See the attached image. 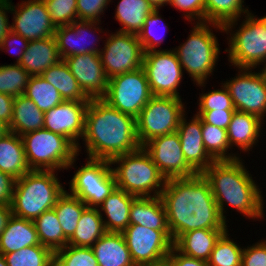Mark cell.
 <instances>
[{
  "mask_svg": "<svg viewBox=\"0 0 266 266\" xmlns=\"http://www.w3.org/2000/svg\"><path fill=\"white\" fill-rule=\"evenodd\" d=\"M87 159L70 181V194L77 196L87 207L99 208L117 187L116 179L110 161Z\"/></svg>",
  "mask_w": 266,
  "mask_h": 266,
  "instance_id": "30bf717a",
  "label": "cell"
},
{
  "mask_svg": "<svg viewBox=\"0 0 266 266\" xmlns=\"http://www.w3.org/2000/svg\"><path fill=\"white\" fill-rule=\"evenodd\" d=\"M30 170L54 171L70 168L77 148L64 136L45 128L21 136Z\"/></svg>",
  "mask_w": 266,
  "mask_h": 266,
  "instance_id": "8992f818",
  "label": "cell"
},
{
  "mask_svg": "<svg viewBox=\"0 0 266 266\" xmlns=\"http://www.w3.org/2000/svg\"><path fill=\"white\" fill-rule=\"evenodd\" d=\"M130 225H141L153 230H169L161 197H137L130 207Z\"/></svg>",
  "mask_w": 266,
  "mask_h": 266,
  "instance_id": "484cf974",
  "label": "cell"
},
{
  "mask_svg": "<svg viewBox=\"0 0 266 266\" xmlns=\"http://www.w3.org/2000/svg\"><path fill=\"white\" fill-rule=\"evenodd\" d=\"M110 0H77L78 20L99 22Z\"/></svg>",
  "mask_w": 266,
  "mask_h": 266,
  "instance_id": "bcb514c9",
  "label": "cell"
},
{
  "mask_svg": "<svg viewBox=\"0 0 266 266\" xmlns=\"http://www.w3.org/2000/svg\"><path fill=\"white\" fill-rule=\"evenodd\" d=\"M82 139L91 159L111 161L141 147L136 118L113 108L102 98L89 101Z\"/></svg>",
  "mask_w": 266,
  "mask_h": 266,
  "instance_id": "7a4b0ae2",
  "label": "cell"
},
{
  "mask_svg": "<svg viewBox=\"0 0 266 266\" xmlns=\"http://www.w3.org/2000/svg\"><path fill=\"white\" fill-rule=\"evenodd\" d=\"M0 266H7L4 255L0 253Z\"/></svg>",
  "mask_w": 266,
  "mask_h": 266,
  "instance_id": "6125c7cd",
  "label": "cell"
},
{
  "mask_svg": "<svg viewBox=\"0 0 266 266\" xmlns=\"http://www.w3.org/2000/svg\"><path fill=\"white\" fill-rule=\"evenodd\" d=\"M144 69L153 95L180 98L177 87L183 69L174 50H155L144 53Z\"/></svg>",
  "mask_w": 266,
  "mask_h": 266,
  "instance_id": "7c38bea8",
  "label": "cell"
},
{
  "mask_svg": "<svg viewBox=\"0 0 266 266\" xmlns=\"http://www.w3.org/2000/svg\"><path fill=\"white\" fill-rule=\"evenodd\" d=\"M81 90L89 99L103 98L108 88L100 54H77L64 59Z\"/></svg>",
  "mask_w": 266,
  "mask_h": 266,
  "instance_id": "d6986e66",
  "label": "cell"
},
{
  "mask_svg": "<svg viewBox=\"0 0 266 266\" xmlns=\"http://www.w3.org/2000/svg\"><path fill=\"white\" fill-rule=\"evenodd\" d=\"M261 19L265 22L266 24V16L265 17H261Z\"/></svg>",
  "mask_w": 266,
  "mask_h": 266,
  "instance_id": "be15d7a7",
  "label": "cell"
},
{
  "mask_svg": "<svg viewBox=\"0 0 266 266\" xmlns=\"http://www.w3.org/2000/svg\"><path fill=\"white\" fill-rule=\"evenodd\" d=\"M55 171L31 170L17 179L11 204L12 215L34 221L53 209L65 191Z\"/></svg>",
  "mask_w": 266,
  "mask_h": 266,
  "instance_id": "277c9868",
  "label": "cell"
},
{
  "mask_svg": "<svg viewBox=\"0 0 266 266\" xmlns=\"http://www.w3.org/2000/svg\"><path fill=\"white\" fill-rule=\"evenodd\" d=\"M16 179L0 171V204L11 206Z\"/></svg>",
  "mask_w": 266,
  "mask_h": 266,
  "instance_id": "f907efd6",
  "label": "cell"
},
{
  "mask_svg": "<svg viewBox=\"0 0 266 266\" xmlns=\"http://www.w3.org/2000/svg\"><path fill=\"white\" fill-rule=\"evenodd\" d=\"M4 258L7 266H52L54 264V253L41 244L4 254Z\"/></svg>",
  "mask_w": 266,
  "mask_h": 266,
  "instance_id": "f35d334b",
  "label": "cell"
},
{
  "mask_svg": "<svg viewBox=\"0 0 266 266\" xmlns=\"http://www.w3.org/2000/svg\"><path fill=\"white\" fill-rule=\"evenodd\" d=\"M33 222L41 245L49 248L53 253L68 244L54 208L43 212Z\"/></svg>",
  "mask_w": 266,
  "mask_h": 266,
  "instance_id": "e575fe53",
  "label": "cell"
},
{
  "mask_svg": "<svg viewBox=\"0 0 266 266\" xmlns=\"http://www.w3.org/2000/svg\"><path fill=\"white\" fill-rule=\"evenodd\" d=\"M169 5L180 9L179 11H185V19H198L196 23H205V0H170Z\"/></svg>",
  "mask_w": 266,
  "mask_h": 266,
  "instance_id": "7dc6e473",
  "label": "cell"
},
{
  "mask_svg": "<svg viewBox=\"0 0 266 266\" xmlns=\"http://www.w3.org/2000/svg\"><path fill=\"white\" fill-rule=\"evenodd\" d=\"M61 60L54 36L29 41L20 65L30 76H41L50 66Z\"/></svg>",
  "mask_w": 266,
  "mask_h": 266,
  "instance_id": "7402d4cb",
  "label": "cell"
},
{
  "mask_svg": "<svg viewBox=\"0 0 266 266\" xmlns=\"http://www.w3.org/2000/svg\"><path fill=\"white\" fill-rule=\"evenodd\" d=\"M222 89V90H221ZM221 89L202 93L199 99V111L212 110H236L228 89L221 86Z\"/></svg>",
  "mask_w": 266,
  "mask_h": 266,
  "instance_id": "f6af8a7d",
  "label": "cell"
},
{
  "mask_svg": "<svg viewBox=\"0 0 266 266\" xmlns=\"http://www.w3.org/2000/svg\"><path fill=\"white\" fill-rule=\"evenodd\" d=\"M207 24V22L197 23L186 42L173 49L182 69H186L196 85L203 87L215 69L220 54L217 37Z\"/></svg>",
  "mask_w": 266,
  "mask_h": 266,
  "instance_id": "52a82bcc",
  "label": "cell"
},
{
  "mask_svg": "<svg viewBox=\"0 0 266 266\" xmlns=\"http://www.w3.org/2000/svg\"><path fill=\"white\" fill-rule=\"evenodd\" d=\"M98 208L86 207L80 216L73 236L68 240L72 246L91 247L107 231Z\"/></svg>",
  "mask_w": 266,
  "mask_h": 266,
  "instance_id": "d6a6232c",
  "label": "cell"
},
{
  "mask_svg": "<svg viewBox=\"0 0 266 266\" xmlns=\"http://www.w3.org/2000/svg\"><path fill=\"white\" fill-rule=\"evenodd\" d=\"M148 266H173V265L168 258H165L163 260H160V261L155 262V263L148 265Z\"/></svg>",
  "mask_w": 266,
  "mask_h": 266,
  "instance_id": "680465c9",
  "label": "cell"
},
{
  "mask_svg": "<svg viewBox=\"0 0 266 266\" xmlns=\"http://www.w3.org/2000/svg\"><path fill=\"white\" fill-rule=\"evenodd\" d=\"M89 101H63L44 113L43 128L66 137L80 151L77 140L85 132V114Z\"/></svg>",
  "mask_w": 266,
  "mask_h": 266,
  "instance_id": "ac0fdd59",
  "label": "cell"
},
{
  "mask_svg": "<svg viewBox=\"0 0 266 266\" xmlns=\"http://www.w3.org/2000/svg\"><path fill=\"white\" fill-rule=\"evenodd\" d=\"M153 94L146 73L141 67L108 79V88L102 98L124 114L137 118Z\"/></svg>",
  "mask_w": 266,
  "mask_h": 266,
  "instance_id": "8fae6325",
  "label": "cell"
},
{
  "mask_svg": "<svg viewBox=\"0 0 266 266\" xmlns=\"http://www.w3.org/2000/svg\"><path fill=\"white\" fill-rule=\"evenodd\" d=\"M22 2L20 5L18 3L16 7L11 3V12L15 14L11 31L21 35L28 41L54 36L57 27L50 18V13L44 0Z\"/></svg>",
  "mask_w": 266,
  "mask_h": 266,
  "instance_id": "e0dca14e",
  "label": "cell"
},
{
  "mask_svg": "<svg viewBox=\"0 0 266 266\" xmlns=\"http://www.w3.org/2000/svg\"><path fill=\"white\" fill-rule=\"evenodd\" d=\"M154 9L147 0H120L115 18L123 27L118 31L137 35Z\"/></svg>",
  "mask_w": 266,
  "mask_h": 266,
  "instance_id": "836d02e7",
  "label": "cell"
},
{
  "mask_svg": "<svg viewBox=\"0 0 266 266\" xmlns=\"http://www.w3.org/2000/svg\"><path fill=\"white\" fill-rule=\"evenodd\" d=\"M162 22V18L159 16V8H155L145 19V23L141 31L137 34L138 40L141 43L143 52L147 53L150 51H155L158 45L164 40L162 37H157L155 27ZM163 26L168 27L163 24ZM158 28V27H157ZM157 34V35H156ZM161 38V39H160Z\"/></svg>",
  "mask_w": 266,
  "mask_h": 266,
  "instance_id": "ee69618b",
  "label": "cell"
},
{
  "mask_svg": "<svg viewBox=\"0 0 266 266\" xmlns=\"http://www.w3.org/2000/svg\"><path fill=\"white\" fill-rule=\"evenodd\" d=\"M9 1L0 0V45L6 35L11 32V25L7 16V12L9 13L11 11V1Z\"/></svg>",
  "mask_w": 266,
  "mask_h": 266,
  "instance_id": "db71d44e",
  "label": "cell"
},
{
  "mask_svg": "<svg viewBox=\"0 0 266 266\" xmlns=\"http://www.w3.org/2000/svg\"><path fill=\"white\" fill-rule=\"evenodd\" d=\"M41 76L58 90L65 101H90L64 60L50 66Z\"/></svg>",
  "mask_w": 266,
  "mask_h": 266,
  "instance_id": "1f68e13d",
  "label": "cell"
},
{
  "mask_svg": "<svg viewBox=\"0 0 266 266\" xmlns=\"http://www.w3.org/2000/svg\"><path fill=\"white\" fill-rule=\"evenodd\" d=\"M167 258L171 261L173 266H209L207 261L184 255L174 246L169 252Z\"/></svg>",
  "mask_w": 266,
  "mask_h": 266,
  "instance_id": "816d5d0a",
  "label": "cell"
},
{
  "mask_svg": "<svg viewBox=\"0 0 266 266\" xmlns=\"http://www.w3.org/2000/svg\"><path fill=\"white\" fill-rule=\"evenodd\" d=\"M228 229H196L180 235L173 246L184 255L208 261L216 242Z\"/></svg>",
  "mask_w": 266,
  "mask_h": 266,
  "instance_id": "cb8c5ba5",
  "label": "cell"
},
{
  "mask_svg": "<svg viewBox=\"0 0 266 266\" xmlns=\"http://www.w3.org/2000/svg\"><path fill=\"white\" fill-rule=\"evenodd\" d=\"M14 97L0 93V120L7 126L10 125L13 116Z\"/></svg>",
  "mask_w": 266,
  "mask_h": 266,
  "instance_id": "11a10c76",
  "label": "cell"
},
{
  "mask_svg": "<svg viewBox=\"0 0 266 266\" xmlns=\"http://www.w3.org/2000/svg\"><path fill=\"white\" fill-rule=\"evenodd\" d=\"M184 110L181 98L153 95L136 118L140 146L153 138L177 131Z\"/></svg>",
  "mask_w": 266,
  "mask_h": 266,
  "instance_id": "ba28073f",
  "label": "cell"
},
{
  "mask_svg": "<svg viewBox=\"0 0 266 266\" xmlns=\"http://www.w3.org/2000/svg\"><path fill=\"white\" fill-rule=\"evenodd\" d=\"M202 139L206 151L215 161L239 158L234 154L226 155L228 148H231L226 129L213 126L202 120Z\"/></svg>",
  "mask_w": 266,
  "mask_h": 266,
  "instance_id": "74e56055",
  "label": "cell"
},
{
  "mask_svg": "<svg viewBox=\"0 0 266 266\" xmlns=\"http://www.w3.org/2000/svg\"><path fill=\"white\" fill-rule=\"evenodd\" d=\"M29 73L18 63L0 66V93L17 97L24 94Z\"/></svg>",
  "mask_w": 266,
  "mask_h": 266,
  "instance_id": "ab89813d",
  "label": "cell"
},
{
  "mask_svg": "<svg viewBox=\"0 0 266 266\" xmlns=\"http://www.w3.org/2000/svg\"><path fill=\"white\" fill-rule=\"evenodd\" d=\"M261 126L259 117L235 110L226 129L230 147L236 145L240 150L250 151L253 144L258 142Z\"/></svg>",
  "mask_w": 266,
  "mask_h": 266,
  "instance_id": "f1b7e54d",
  "label": "cell"
},
{
  "mask_svg": "<svg viewBox=\"0 0 266 266\" xmlns=\"http://www.w3.org/2000/svg\"><path fill=\"white\" fill-rule=\"evenodd\" d=\"M8 130V126L0 120V138L3 137Z\"/></svg>",
  "mask_w": 266,
  "mask_h": 266,
  "instance_id": "91938a15",
  "label": "cell"
},
{
  "mask_svg": "<svg viewBox=\"0 0 266 266\" xmlns=\"http://www.w3.org/2000/svg\"><path fill=\"white\" fill-rule=\"evenodd\" d=\"M55 266H98L91 247L72 246L67 244L54 252Z\"/></svg>",
  "mask_w": 266,
  "mask_h": 266,
  "instance_id": "b9f144b4",
  "label": "cell"
},
{
  "mask_svg": "<svg viewBox=\"0 0 266 266\" xmlns=\"http://www.w3.org/2000/svg\"><path fill=\"white\" fill-rule=\"evenodd\" d=\"M227 232L216 242L207 261L209 266H241L243 249L228 237Z\"/></svg>",
  "mask_w": 266,
  "mask_h": 266,
  "instance_id": "60d3db41",
  "label": "cell"
},
{
  "mask_svg": "<svg viewBox=\"0 0 266 266\" xmlns=\"http://www.w3.org/2000/svg\"><path fill=\"white\" fill-rule=\"evenodd\" d=\"M44 112L25 95L14 98L13 116L8 126L9 132L22 136L26 133L43 128Z\"/></svg>",
  "mask_w": 266,
  "mask_h": 266,
  "instance_id": "4dcf8cb0",
  "label": "cell"
},
{
  "mask_svg": "<svg viewBox=\"0 0 266 266\" xmlns=\"http://www.w3.org/2000/svg\"><path fill=\"white\" fill-rule=\"evenodd\" d=\"M23 95L44 113L64 101L58 90L42 76H31Z\"/></svg>",
  "mask_w": 266,
  "mask_h": 266,
  "instance_id": "8d00e7d4",
  "label": "cell"
},
{
  "mask_svg": "<svg viewBox=\"0 0 266 266\" xmlns=\"http://www.w3.org/2000/svg\"><path fill=\"white\" fill-rule=\"evenodd\" d=\"M235 110H212V111H197L199 116L205 123L212 124L213 126L227 129Z\"/></svg>",
  "mask_w": 266,
  "mask_h": 266,
  "instance_id": "681fc988",
  "label": "cell"
},
{
  "mask_svg": "<svg viewBox=\"0 0 266 266\" xmlns=\"http://www.w3.org/2000/svg\"><path fill=\"white\" fill-rule=\"evenodd\" d=\"M173 242L196 229H227L212 194L209 181L198 173L168 179L160 195Z\"/></svg>",
  "mask_w": 266,
  "mask_h": 266,
  "instance_id": "6da1fadb",
  "label": "cell"
},
{
  "mask_svg": "<svg viewBox=\"0 0 266 266\" xmlns=\"http://www.w3.org/2000/svg\"><path fill=\"white\" fill-rule=\"evenodd\" d=\"M143 148L149 153L153 163L166 180L192 177L198 174L186 162L177 131L153 138Z\"/></svg>",
  "mask_w": 266,
  "mask_h": 266,
  "instance_id": "2e32d148",
  "label": "cell"
},
{
  "mask_svg": "<svg viewBox=\"0 0 266 266\" xmlns=\"http://www.w3.org/2000/svg\"><path fill=\"white\" fill-rule=\"evenodd\" d=\"M243 3V0H205V22L228 34L242 13H251Z\"/></svg>",
  "mask_w": 266,
  "mask_h": 266,
  "instance_id": "f546056e",
  "label": "cell"
},
{
  "mask_svg": "<svg viewBox=\"0 0 266 266\" xmlns=\"http://www.w3.org/2000/svg\"><path fill=\"white\" fill-rule=\"evenodd\" d=\"M181 117L177 133L186 162L197 172L202 173L215 160L206 151L202 139V119L196 114L187 122Z\"/></svg>",
  "mask_w": 266,
  "mask_h": 266,
  "instance_id": "ffe728a7",
  "label": "cell"
},
{
  "mask_svg": "<svg viewBox=\"0 0 266 266\" xmlns=\"http://www.w3.org/2000/svg\"><path fill=\"white\" fill-rule=\"evenodd\" d=\"M41 244L32 220L12 215L0 235V253L16 252L28 246Z\"/></svg>",
  "mask_w": 266,
  "mask_h": 266,
  "instance_id": "603a6c76",
  "label": "cell"
},
{
  "mask_svg": "<svg viewBox=\"0 0 266 266\" xmlns=\"http://www.w3.org/2000/svg\"><path fill=\"white\" fill-rule=\"evenodd\" d=\"M209 181L212 194L222 218L225 202L248 218H263V198L259 186L240 158L214 161L203 172Z\"/></svg>",
  "mask_w": 266,
  "mask_h": 266,
  "instance_id": "3957f363",
  "label": "cell"
},
{
  "mask_svg": "<svg viewBox=\"0 0 266 266\" xmlns=\"http://www.w3.org/2000/svg\"><path fill=\"white\" fill-rule=\"evenodd\" d=\"M106 40L100 58L108 79L142 67L144 52L136 34L117 31Z\"/></svg>",
  "mask_w": 266,
  "mask_h": 266,
  "instance_id": "5bb4252c",
  "label": "cell"
},
{
  "mask_svg": "<svg viewBox=\"0 0 266 266\" xmlns=\"http://www.w3.org/2000/svg\"><path fill=\"white\" fill-rule=\"evenodd\" d=\"M0 171L11 175L16 180L28 173V166L22 137L7 132L0 138Z\"/></svg>",
  "mask_w": 266,
  "mask_h": 266,
  "instance_id": "83f0119b",
  "label": "cell"
},
{
  "mask_svg": "<svg viewBox=\"0 0 266 266\" xmlns=\"http://www.w3.org/2000/svg\"><path fill=\"white\" fill-rule=\"evenodd\" d=\"M44 2L56 27L70 25L78 20L77 0H44Z\"/></svg>",
  "mask_w": 266,
  "mask_h": 266,
  "instance_id": "7bdbcfd3",
  "label": "cell"
},
{
  "mask_svg": "<svg viewBox=\"0 0 266 266\" xmlns=\"http://www.w3.org/2000/svg\"><path fill=\"white\" fill-rule=\"evenodd\" d=\"M110 163L118 164V167L112 168L117 188L136 197L161 195L167 180L143 147L117 156ZM151 192L153 195H150Z\"/></svg>",
  "mask_w": 266,
  "mask_h": 266,
  "instance_id": "5b68a950",
  "label": "cell"
},
{
  "mask_svg": "<svg viewBox=\"0 0 266 266\" xmlns=\"http://www.w3.org/2000/svg\"><path fill=\"white\" fill-rule=\"evenodd\" d=\"M12 216L11 206L0 204V235L6 228L9 218Z\"/></svg>",
  "mask_w": 266,
  "mask_h": 266,
  "instance_id": "9f6ffc18",
  "label": "cell"
},
{
  "mask_svg": "<svg viewBox=\"0 0 266 266\" xmlns=\"http://www.w3.org/2000/svg\"><path fill=\"white\" fill-rule=\"evenodd\" d=\"M87 207L77 196L66 190L58 197L54 210L63 229L64 236L69 240L77 228L78 221Z\"/></svg>",
  "mask_w": 266,
  "mask_h": 266,
  "instance_id": "d590c367",
  "label": "cell"
},
{
  "mask_svg": "<svg viewBox=\"0 0 266 266\" xmlns=\"http://www.w3.org/2000/svg\"><path fill=\"white\" fill-rule=\"evenodd\" d=\"M222 84L228 89L237 111L246 112L264 120L266 85L260 72L255 73L252 69L241 68L236 78Z\"/></svg>",
  "mask_w": 266,
  "mask_h": 266,
  "instance_id": "9a60e30c",
  "label": "cell"
},
{
  "mask_svg": "<svg viewBox=\"0 0 266 266\" xmlns=\"http://www.w3.org/2000/svg\"><path fill=\"white\" fill-rule=\"evenodd\" d=\"M237 32L230 34L229 61L237 67L254 69L266 62V24L252 13L245 16Z\"/></svg>",
  "mask_w": 266,
  "mask_h": 266,
  "instance_id": "9c48e42d",
  "label": "cell"
},
{
  "mask_svg": "<svg viewBox=\"0 0 266 266\" xmlns=\"http://www.w3.org/2000/svg\"><path fill=\"white\" fill-rule=\"evenodd\" d=\"M260 74L262 75L265 85H266V63L264 65V67L262 68V71H260Z\"/></svg>",
  "mask_w": 266,
  "mask_h": 266,
  "instance_id": "94428289",
  "label": "cell"
},
{
  "mask_svg": "<svg viewBox=\"0 0 266 266\" xmlns=\"http://www.w3.org/2000/svg\"><path fill=\"white\" fill-rule=\"evenodd\" d=\"M11 38V39H10ZM13 42L14 43V41L15 42H17L18 43V45L20 44V48L18 49V50H20L19 51V53H18V51H17V53L19 54V56H18V58H17V61H16V63H20V61H21V59H22V56L24 55V53H25V50L27 49V46H28V43H29V41L27 40V39H25L24 37H22L21 35H19V34H17V33H15V32H13V31H11L9 34H7L6 35V37L4 38V40H3V42H2V44L0 45V50H8L9 49V51H10V48L12 49V47H10L9 48V46H11V42ZM17 45V44H16ZM15 45V46H16ZM14 48V47H13ZM17 50V49H16ZM14 53H15V51H14ZM17 53H16V55H17ZM10 54H12V53H10Z\"/></svg>",
  "mask_w": 266,
  "mask_h": 266,
  "instance_id": "f5cc1de1",
  "label": "cell"
},
{
  "mask_svg": "<svg viewBox=\"0 0 266 266\" xmlns=\"http://www.w3.org/2000/svg\"><path fill=\"white\" fill-rule=\"evenodd\" d=\"M97 24L99 25V22L77 20L70 25L57 27L54 37L57 42V47L61 59L64 60L67 57H71L77 54H100L101 50L94 47V40L92 41V43L90 42V44L93 45H90L88 48L86 46V42H84L85 39L83 40L84 36L87 37V34H90L91 29H94L93 32H95L96 29L97 31L100 30L99 27L96 28L95 25ZM82 42L84 43L82 44Z\"/></svg>",
  "mask_w": 266,
  "mask_h": 266,
  "instance_id": "44dd1931",
  "label": "cell"
},
{
  "mask_svg": "<svg viewBox=\"0 0 266 266\" xmlns=\"http://www.w3.org/2000/svg\"><path fill=\"white\" fill-rule=\"evenodd\" d=\"M241 266H266V240L243 248Z\"/></svg>",
  "mask_w": 266,
  "mask_h": 266,
  "instance_id": "c3c4849f",
  "label": "cell"
},
{
  "mask_svg": "<svg viewBox=\"0 0 266 266\" xmlns=\"http://www.w3.org/2000/svg\"><path fill=\"white\" fill-rule=\"evenodd\" d=\"M122 235L135 266H148L167 258L173 247L170 230L129 225Z\"/></svg>",
  "mask_w": 266,
  "mask_h": 266,
  "instance_id": "4fadbf2b",
  "label": "cell"
},
{
  "mask_svg": "<svg viewBox=\"0 0 266 266\" xmlns=\"http://www.w3.org/2000/svg\"><path fill=\"white\" fill-rule=\"evenodd\" d=\"M137 197L124 190H115L99 206L108 220H103L107 232L122 233L130 225V207Z\"/></svg>",
  "mask_w": 266,
  "mask_h": 266,
  "instance_id": "4316f807",
  "label": "cell"
},
{
  "mask_svg": "<svg viewBox=\"0 0 266 266\" xmlns=\"http://www.w3.org/2000/svg\"><path fill=\"white\" fill-rule=\"evenodd\" d=\"M154 8H159L164 6V4H170V0H147Z\"/></svg>",
  "mask_w": 266,
  "mask_h": 266,
  "instance_id": "6f0895ef",
  "label": "cell"
},
{
  "mask_svg": "<svg viewBox=\"0 0 266 266\" xmlns=\"http://www.w3.org/2000/svg\"><path fill=\"white\" fill-rule=\"evenodd\" d=\"M91 248L98 266H135L122 233L106 232Z\"/></svg>",
  "mask_w": 266,
  "mask_h": 266,
  "instance_id": "d4e9b609",
  "label": "cell"
}]
</instances>
